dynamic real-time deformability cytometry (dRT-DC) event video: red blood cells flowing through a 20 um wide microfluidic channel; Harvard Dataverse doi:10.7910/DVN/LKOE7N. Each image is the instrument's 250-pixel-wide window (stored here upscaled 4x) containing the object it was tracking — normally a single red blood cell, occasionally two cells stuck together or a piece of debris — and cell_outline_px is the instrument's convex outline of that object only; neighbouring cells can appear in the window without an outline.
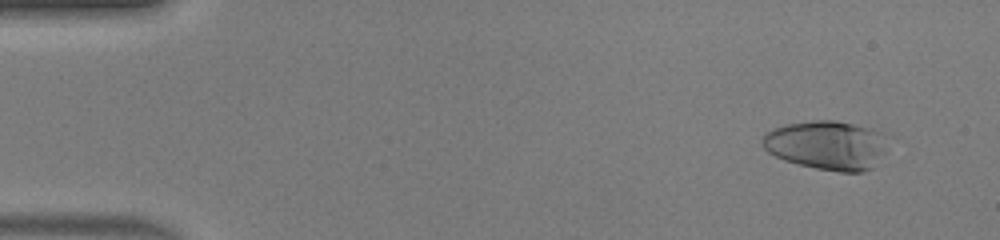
{"species": "human", "species_latin": "Homo sapiens", "temperature_condition": "warm", "stored_images_in_passage": 49, "camera_frame_rate_fps": 3000, "um_per_image_px": 0.085, "donor": {"sex": "male"}, "frame": {"image": 1, "passage_image": 4, "time_ms": 1.0, "image_size_px": [1000, 240], "cell_outline_px": [[884, 152], [872, 168], [860, 172], [840, 172], [816, 168], [784, 160], [768, 152], [764, 148], [760, 140], [764, 132], [772, 128], [788, 124], [812, 120], [832, 120], [872, 128], [880, 132]], "centroid_in_image_um": [70.19, 12.33], "position_along_channel_um": 14.8, "area_um2": 35.43}}
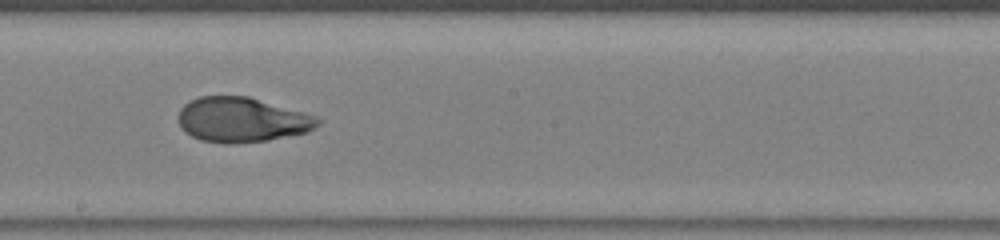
{"frame": {"image": 2, "passage_image": 28, "time_ms": 9.0, "image_size_px": [1000, 240], "cell_outline_px": [[324, 120], [320, 124], [308, 132], [268, 140], [232, 144], [224, 144], [200, 140], [192, 136], [180, 124], [176, 116], [180, 108], [188, 100], [200, 96], [248, 96], [320, 116]], "centroid_in_image_um": [20.6, 10.17], "position_along_channel_um": 227.6, "area_um2": 36.93}}
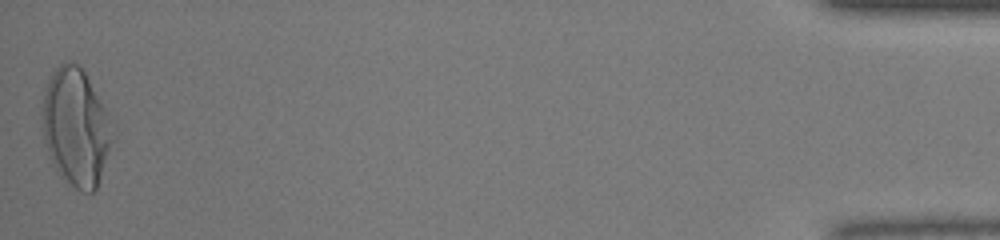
{"frame": {"image": 3, "passage_image": 49, "time_ms": 16.0, "image_size_px": [1000, 240], "cell_outline_px": [[116, 132], [96, 188], [92, 192], [80, 192], [60, 176], [44, 144], [40, 104], [48, 76], [60, 64], [68, 60], [76, 64], [84, 72], [116, 128]], "centroid_in_image_um": [6.43, 10.8], "position_along_channel_um": 428.8, "area_um2": 48.44}, "authors_computed_cell_mechanics": {"area_um2": 36.2406, "velocity_mm_per_s": 4.2276, "shape_relaxation_time_tau1_ms": 7.9995, "shape_relaxation_time_tau2_ms": null, "deformation_change_tau1": 0.3576, "deformation_change_tau2": null}}